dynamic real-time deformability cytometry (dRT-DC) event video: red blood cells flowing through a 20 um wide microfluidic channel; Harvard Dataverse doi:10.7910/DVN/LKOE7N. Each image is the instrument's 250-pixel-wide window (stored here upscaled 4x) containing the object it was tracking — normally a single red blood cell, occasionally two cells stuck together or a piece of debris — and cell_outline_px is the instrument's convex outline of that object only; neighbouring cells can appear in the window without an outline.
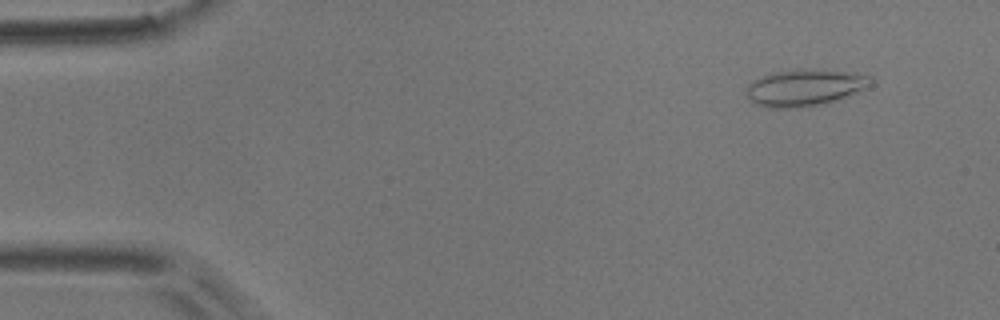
{"species": "common noctule bat (a hibernating species)", "species_latin": "Nyctalus noctula", "temperature_condition": "room temperature", "stored_images_in_passage": 6, "camera_frame_rate_fps": 3000, "um_per_image_px": 0.085, "animal": {"sex": "male", "body_mass_g": 17.9}, "frame": {"image": 1, "passage_image": 2, "time_ms": 1.333, "image_size_px": [1000, 320], "cell_outline_px": [[872, 84], [864, 88], [844, 96], [820, 104], [788, 108], [768, 108], [756, 104], [748, 96], [748, 84], [752, 80], [776, 72], [856, 72], [872, 76]], "centroid_in_image_um": [68.39, 7.48], "position_along_channel_um": 16.6, "area_um2": 24.97}}